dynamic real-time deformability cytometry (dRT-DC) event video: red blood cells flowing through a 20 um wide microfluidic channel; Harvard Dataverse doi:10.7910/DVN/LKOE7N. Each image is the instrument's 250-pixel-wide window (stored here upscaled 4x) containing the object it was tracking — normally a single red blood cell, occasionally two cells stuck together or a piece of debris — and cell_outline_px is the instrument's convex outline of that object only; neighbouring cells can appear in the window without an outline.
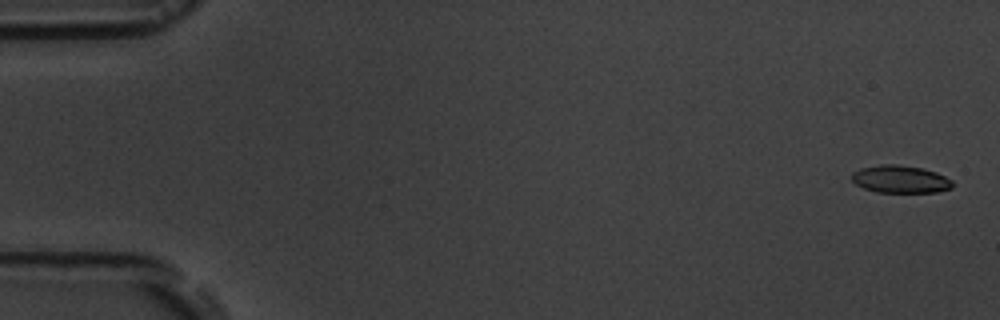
{"species": "common noctule bat (a hibernating species)", "species_latin": "Nyctalus noctula", "temperature_condition": "room temperature", "stored_images_in_passage": 4, "camera_frame_rate_fps": 3000, "um_per_image_px": 0.085, "animal": {"sex": "male", "body_mass_g": 19.5, "forearm_length_mm": 54.6}, "frame": {"image": 1, "passage_image": 1, "time_ms": 0.0, "image_size_px": [1000, 320], "cell_outline_px": [[952, 188], [936, 192], [876, 192], [864, 188], [856, 184], [852, 180], [852, 172], [860, 168], [880, 164], [896, 164], [920, 168], [936, 172], [952, 180]], "centroid_in_image_um": [76.51, 15.23], "position_along_channel_um": 8.5, "area_um2": 16.13}}
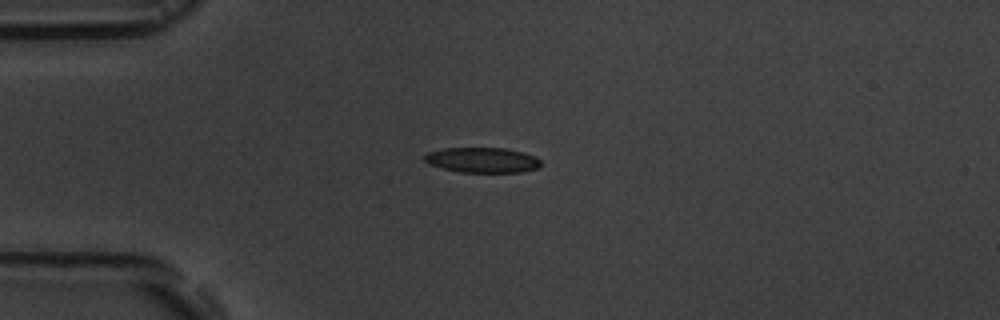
{"frame": {"image": 2, "passage_image": 4, "time_ms": 4.333, "image_size_px": [1000, 320], "cell_outline_px": [[540, 168], [524, 172], [460, 172], [440, 168], [428, 164], [424, 160], [424, 156], [428, 152], [444, 148], [504, 148], [524, 152], [536, 156], [540, 160]], "centroid_in_image_um": [41.01, 13.61], "position_along_channel_um": 44.0, "area_um2": 17.28}}